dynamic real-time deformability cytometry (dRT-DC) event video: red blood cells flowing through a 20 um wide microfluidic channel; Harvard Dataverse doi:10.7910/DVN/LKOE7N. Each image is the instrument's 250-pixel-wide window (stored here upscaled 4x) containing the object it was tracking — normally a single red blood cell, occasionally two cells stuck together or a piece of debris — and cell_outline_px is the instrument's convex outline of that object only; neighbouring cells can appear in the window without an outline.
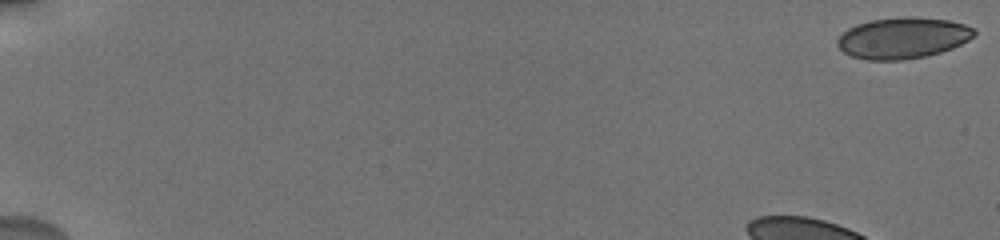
{"species": "human", "species_latin": "Homo sapiens", "temperature_condition": "cold", "stored_images_in_passage": 12, "segment_of_instrument_passage": [1, 2], "camera_frame_rate_fps": 3000, "um_per_image_px": 0.085, "donor": {"sex": "male"}, "frame": {"image": 1, "passage_image": 1, "time_ms": 0.0, "image_size_px": [1000, 240], "cell_outline_px": [[976, 32], [968, 40], [952, 48], [940, 52], [924, 56], [904, 60], [868, 60], [852, 56], [844, 52], [836, 44], [836, 40], [848, 28], [856, 24], [872, 20], [904, 16], [916, 16], [948, 20], [964, 24], [972, 28]], "centroid_in_image_um": [76.72, 3.22], "position_along_channel_um": 8.3, "area_um2": 32.71}}
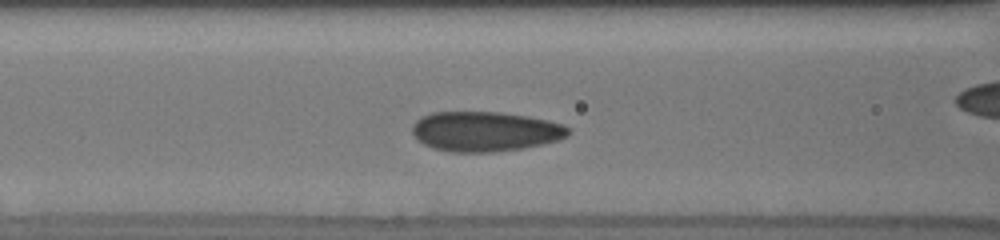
{"frame": {"image": 2, "passage_image": 10, "time_ms": 7.333, "image_size_px": [1000, 240], "cell_outline_px": [[572, 132], [568, 136], [560, 140], [544, 144], [520, 148], [492, 152], [452, 152], [432, 148], [416, 140], [412, 132], [412, 124], [420, 116], [432, 112], [500, 112], [528, 116], [548, 120], [560, 124], [568, 128]], "centroid_in_image_um": [41.21, 11.17], "position_along_channel_um": 125.4, "area_um2": 36.53}}